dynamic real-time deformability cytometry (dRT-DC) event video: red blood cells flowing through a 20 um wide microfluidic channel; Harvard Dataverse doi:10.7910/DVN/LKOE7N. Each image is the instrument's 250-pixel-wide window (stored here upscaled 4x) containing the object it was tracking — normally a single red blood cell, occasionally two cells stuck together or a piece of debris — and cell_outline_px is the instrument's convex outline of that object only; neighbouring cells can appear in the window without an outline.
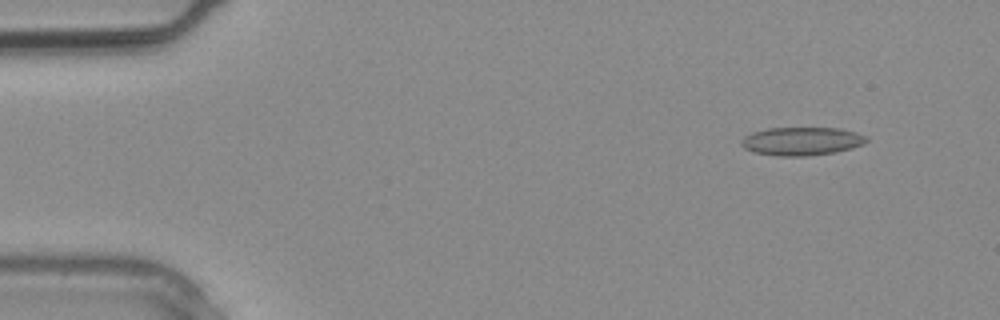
{"species": "common noctule bat (a hibernating species)", "species_latin": "Nyctalus noctula", "temperature_condition": "warm", "stored_images_in_passage": 4, "camera_frame_rate_fps": 3000, "um_per_image_px": 0.085, "animal": {"sex": "male", "body_mass_g": 20.4}, "frame": {"image": 1, "passage_image": 1, "time_ms": 0.0, "image_size_px": [1000, 320], "cell_outline_px": [[868, 140], [864, 144], [852, 148], [836, 152], [808, 156], [772, 156], [752, 152], [744, 148], [740, 144], [740, 140], [744, 136], [752, 132], [768, 128], [840, 128], [856, 132], [868, 136]], "centroid_in_image_um": [68.13, 12.01], "position_along_channel_um": 16.9, "area_um2": 20.98}}
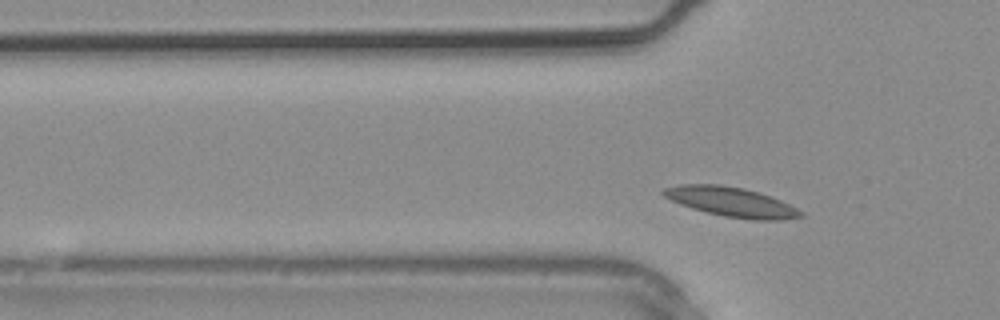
{"frame": {"image": 2, "passage_image": 4, "time_ms": 1.0, "image_size_px": [1000, 320], "cell_outline_px": [[804, 216], [780, 220], [752, 220], [724, 216], [692, 208], [680, 204], [664, 196], [660, 192], [664, 188], [680, 184], [720, 184], [744, 188], [780, 200], [804, 212]], "centroid_in_image_um": [62.15, 17.16], "position_along_channel_um": 63.7, "area_um2": 23.41}}